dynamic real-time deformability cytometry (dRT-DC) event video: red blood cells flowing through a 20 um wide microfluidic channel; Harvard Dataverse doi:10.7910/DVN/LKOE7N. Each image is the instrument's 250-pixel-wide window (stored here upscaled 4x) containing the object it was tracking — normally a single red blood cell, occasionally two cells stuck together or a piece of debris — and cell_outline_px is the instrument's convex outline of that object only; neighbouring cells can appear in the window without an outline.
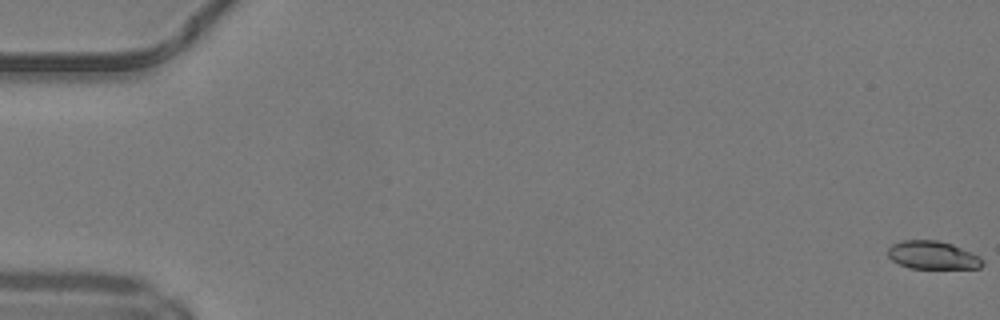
{"species": "common noctule bat (a hibernating species)", "species_latin": "Nyctalus noctula", "temperature_condition": "warm", "stored_images_in_passage": 39, "camera_frame_rate_fps": 3000, "um_per_image_px": 0.085, "animal": {"sex": "male", "body_mass_g": 19.2, "forearm_length_mm": 51.8}, "frame": {"image": 1, "passage_image": 1, "time_ms": 0.0, "image_size_px": [1000, 320], "cell_outline_px": [[984, 264], [980, 268], [908, 268], [892, 260], [888, 256], [888, 248], [892, 244], [904, 240], [936, 240], [952, 244], [972, 252], [980, 256], [984, 260]], "centroid_in_image_um": [79.3, 21.69], "position_along_channel_um": 5.7, "area_um2": 15.55}}
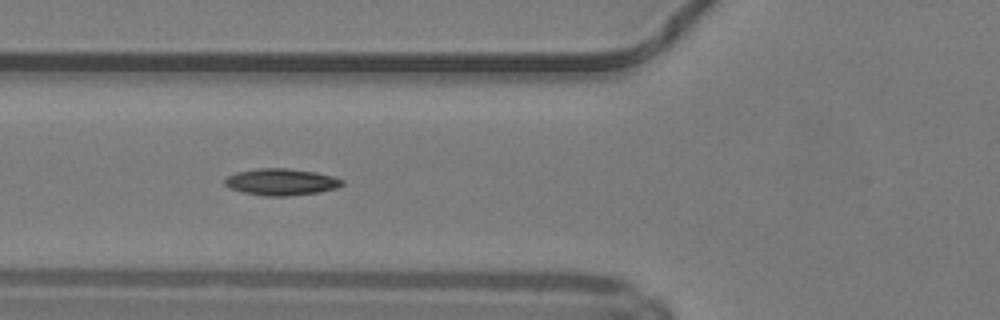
{"frame": {"image": 2, "passage_image": 20, "time_ms": 6.333, "image_size_px": [1000, 320], "cell_outline_px": [[344, 184], [336, 188], [320, 192], [288, 196], [264, 196], [244, 192], [232, 188], [224, 184], [224, 180], [228, 176], [236, 172], [256, 168], [288, 168], [316, 172], [332, 176], [344, 180]], "centroid_in_image_um": [23.92, 15.46], "position_along_channel_um": 101.9, "area_um2": 18.26}}
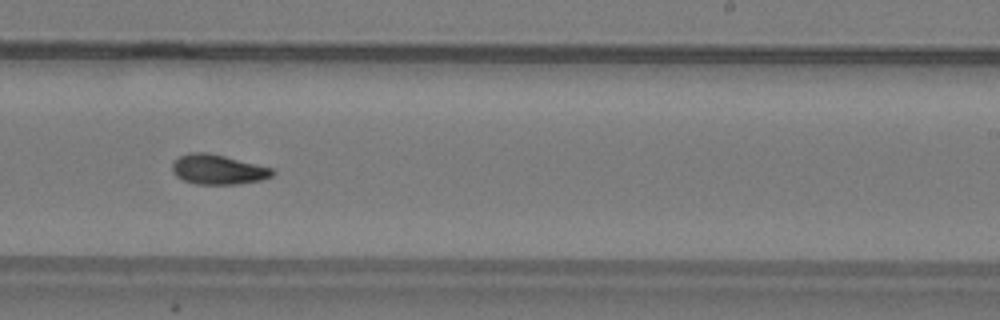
{"frame": {"image": 3, "passage_image": 32, "time_ms": 10.333, "image_size_px": [1000, 320], "cell_outline_px": [[276, 172], [272, 176], [260, 180], [236, 184], [196, 184], [184, 180], [176, 176], [172, 172], [172, 164], [180, 156], [192, 152], [208, 152], [272, 168]], "centroid_in_image_um": [18.52, 14.41], "position_along_channel_um": 270.5, "area_um2": 17.22}}